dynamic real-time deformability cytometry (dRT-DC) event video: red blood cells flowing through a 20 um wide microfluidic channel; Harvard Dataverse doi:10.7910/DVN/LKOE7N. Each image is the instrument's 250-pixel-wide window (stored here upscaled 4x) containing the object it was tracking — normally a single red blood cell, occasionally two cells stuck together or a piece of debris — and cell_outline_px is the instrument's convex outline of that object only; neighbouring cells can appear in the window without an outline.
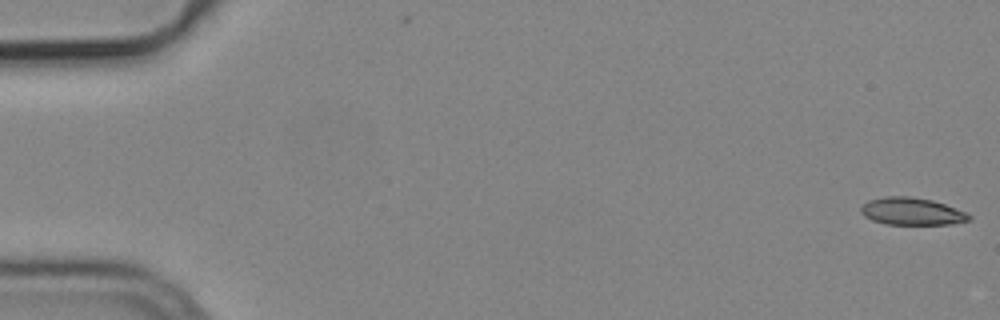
{"species": "common noctule bat (a hibernating species)", "species_latin": "Nyctalus noctula", "temperature_condition": "cold", "stored_images_in_passage": 55, "camera_frame_rate_fps": 3000, "um_per_image_px": 0.085, "animal": {"sex": "male", "body_mass_g": 19.2, "forearm_length_mm": 51.8}, "frame": {"image": 1, "passage_image": 1, "time_ms": 0.0, "image_size_px": [1000, 320], "cell_outline_px": [[972, 220], [952, 224], [884, 224], [872, 220], [864, 216], [860, 212], [860, 208], [868, 200], [884, 196], [908, 196], [932, 200], [944, 204], [964, 212], [972, 216]], "centroid_in_image_um": [77.48, 17.97], "position_along_channel_um": 7.5, "area_um2": 17.22}}
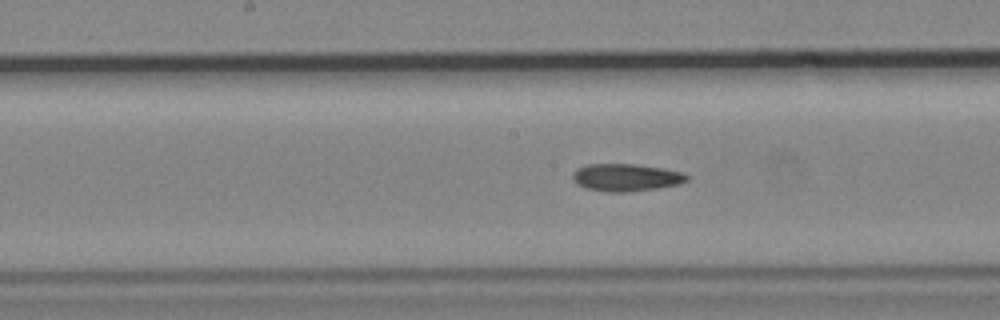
{"frame": {"image": 2, "passage_image": 28, "time_ms": 9.0, "image_size_px": [1000, 320], "cell_outline_px": [[688, 180], [680, 184], [656, 188], [628, 192], [608, 192], [584, 188], [576, 184], [572, 180], [572, 172], [576, 168], [588, 164], [636, 164], [664, 168], [684, 172], [688, 176]], "centroid_in_image_um": [53.19, 15.08], "position_along_channel_um": 195.0, "area_um2": 18.55}}
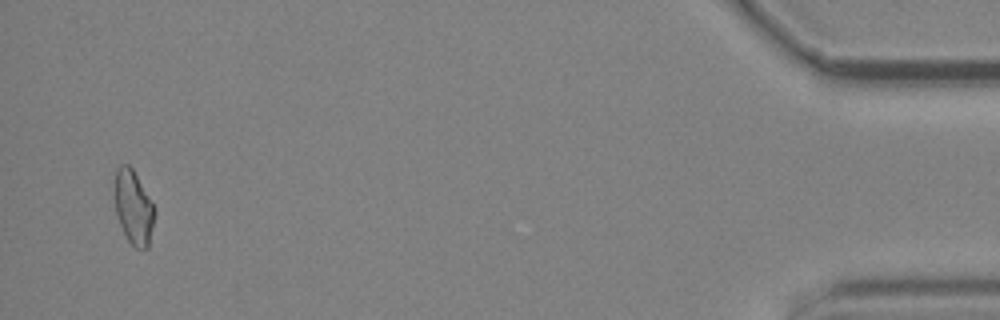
{"frame": {"image": 3, "passage_image": 53, "time_ms": 17.333, "image_size_px": [1000, 320], "cell_outline_px": [[156, 212], [148, 248], [136, 248], [128, 240], [120, 224], [116, 212], [116, 168], [120, 164], [128, 164], [132, 168], [156, 208]], "centroid_in_image_um": [11.38, 17.63], "position_along_channel_um": 423.8, "area_um2": 16.94}, "authors_computed_cell_mechanics": {"area_um2": 17.6868, "velocity_mm_per_s": 3.7659, "shape_relaxation_time_tau1_ms": null, "shape_relaxation_time_tau2_ms": 4.0531, "deformation_change_tau1": null, "deformation_change_tau2": 0.1096}}